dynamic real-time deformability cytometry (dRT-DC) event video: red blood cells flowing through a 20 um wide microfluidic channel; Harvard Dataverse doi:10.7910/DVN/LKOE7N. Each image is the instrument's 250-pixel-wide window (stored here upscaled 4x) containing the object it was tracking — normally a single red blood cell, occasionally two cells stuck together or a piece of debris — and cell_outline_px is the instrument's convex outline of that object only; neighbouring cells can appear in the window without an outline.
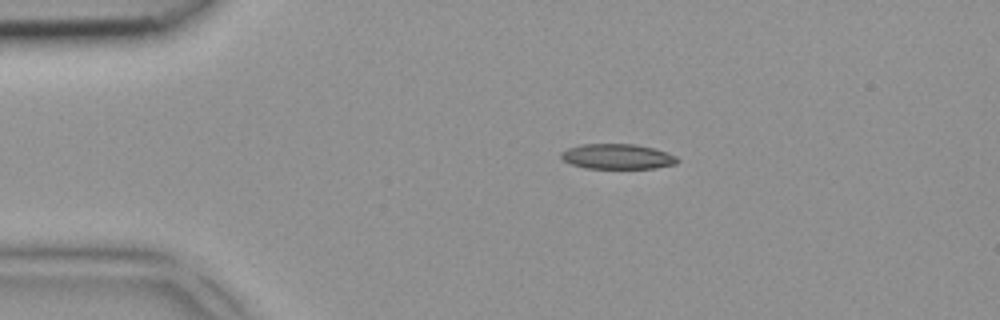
{"species": "common noctule bat (a hibernating species)", "species_latin": "Nyctalus noctula", "temperature_condition": "room temperature", "stored_images_in_passage": 3, "camera_frame_rate_fps": 3000, "um_per_image_px": 0.085, "animal": {"sex": "female", "body_mass_g": 18.4}, "frame": {"image": 1, "passage_image": 2, "time_ms": 0.333, "image_size_px": [1000, 320], "cell_outline_px": [[680, 160], [676, 164], [656, 168], [588, 168], [572, 164], [564, 160], [560, 156], [560, 152], [568, 148], [580, 144], [636, 144], [656, 148], [676, 156]], "centroid_in_image_um": [52.51, 13.29], "position_along_channel_um": 32.5, "area_um2": 17.11}}